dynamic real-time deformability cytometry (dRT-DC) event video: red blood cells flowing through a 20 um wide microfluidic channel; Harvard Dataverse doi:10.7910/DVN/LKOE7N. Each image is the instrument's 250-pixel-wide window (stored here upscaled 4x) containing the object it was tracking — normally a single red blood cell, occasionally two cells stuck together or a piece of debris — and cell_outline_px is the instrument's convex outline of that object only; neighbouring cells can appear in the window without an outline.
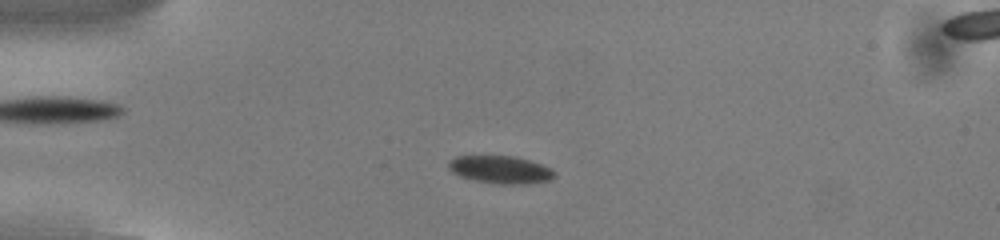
{"species": "common noctule bat (a hibernating species)", "species_latin": "Nyctalus noctula", "temperature_condition": "cold", "stored_images_in_passage": 51, "camera_frame_rate_fps": 3000, "um_per_image_px": 0.085, "animal": {"sex": "male", "body_mass_g": 13.0, "forearm_length_mm": 53.1}, "frame": {"image": 1, "passage_image": 11, "time_ms": 3.333, "image_size_px": [1000, 240], "cell_outline_px": [[556, 176], [552, 180], [528, 184], [500, 184], [476, 180], [460, 176], [452, 172], [448, 168], [448, 160], [456, 156], [516, 156], [552, 168], [556, 172]], "centroid_in_image_um": [42.57, 14.42], "position_along_channel_um": 42.4, "area_um2": 17.22}}
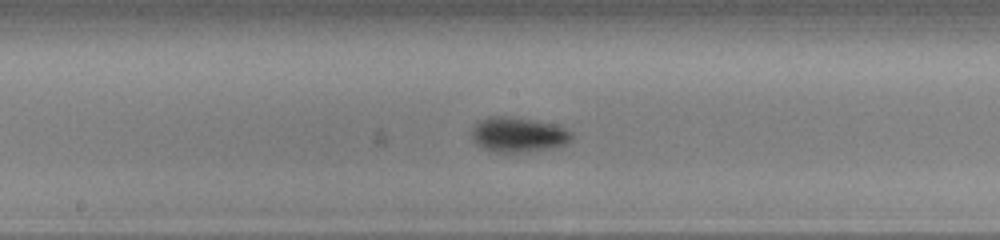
{"frame": {"image": 2, "passage_image": 26, "time_ms": 8.333, "image_size_px": [1000, 240], "cell_outline_px": [[572, 140], [556, 148], [520, 152], [492, 152], [480, 148], [472, 140], [472, 128], [480, 120], [488, 116], [512, 116], [560, 124], [568, 128], [572, 132]], "centroid_in_image_um": [44.08, 11.43], "position_along_channel_um": 204.1, "area_um2": 20.98}}
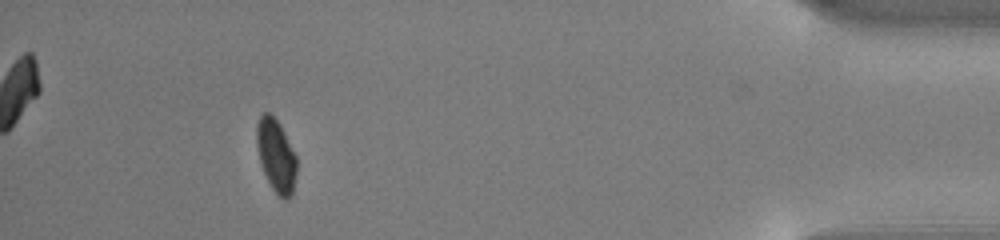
{"frame": {"image": 3, "passage_image": 47, "time_ms": 15.333, "image_size_px": [1000, 240], "cell_outline_px": [[296, 172], [292, 196], [288, 200], [284, 200], [272, 188], [260, 164], [256, 144], [256, 124], [260, 116], [264, 112], [268, 112], [280, 124], [296, 156]], "centroid_in_image_um": [23.45, 13.23], "position_along_channel_um": 411.7, "area_um2": 16.94}, "authors_computed_cell_mechanics": {"area_um2": 17.8024, "velocity_mm_per_s": 3.7965, "shape_relaxation_time_tau1_ms": 2.3669, "shape_relaxation_time_tau2_ms": null, "deformation_change_tau1": 0.0832, "deformation_change_tau2": null}}